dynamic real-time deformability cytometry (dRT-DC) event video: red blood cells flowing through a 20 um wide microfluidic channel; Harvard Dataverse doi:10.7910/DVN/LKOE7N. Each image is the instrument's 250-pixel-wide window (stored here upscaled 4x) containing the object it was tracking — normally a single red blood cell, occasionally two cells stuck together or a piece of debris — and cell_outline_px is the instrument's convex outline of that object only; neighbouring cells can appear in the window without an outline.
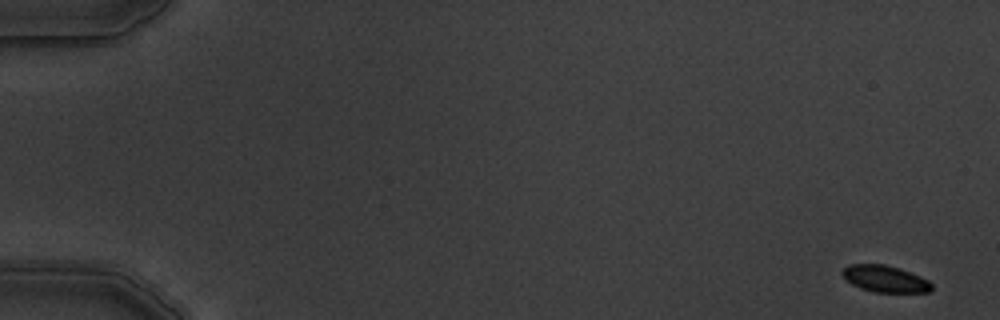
{"species": "common noctule bat (a hibernating species)", "species_latin": "Nyctalus noctula", "temperature_condition": "warm", "stored_images_in_passage": 7, "camera_frame_rate_fps": 3000, "um_per_image_px": 0.085, "animal": {"sex": "male", "body_mass_g": 19.5, "forearm_length_mm": 54.6}, "frame": {"image": 1, "passage_image": 1, "time_ms": 0.0, "image_size_px": [1000, 320], "cell_outline_px": [[932, 288], [928, 292], [872, 292], [860, 288], [844, 280], [840, 272], [848, 264], [884, 264], [900, 268], [920, 276], [928, 280], [932, 284]], "centroid_in_image_um": [75.18, 23.69], "position_along_channel_um": 9.8, "area_um2": 14.05}}
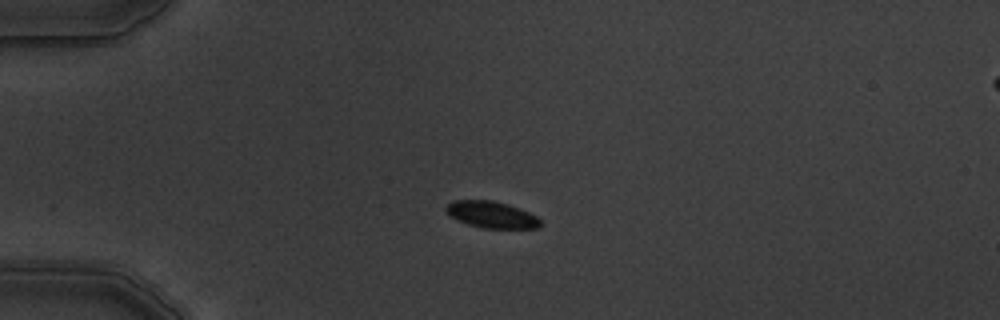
{"frame": {"image": 2, "passage_image": 4, "time_ms": 4.333, "image_size_px": [1000, 320], "cell_outline_px": [[540, 224], [536, 228], [480, 228], [468, 224], [452, 216], [444, 208], [452, 200], [492, 200], [508, 204], [528, 212], [536, 216], [540, 220]], "centroid_in_image_um": [41.77, 18.24], "position_along_channel_um": 43.2, "area_um2": 14.39}}